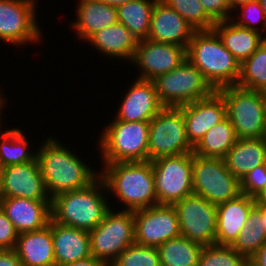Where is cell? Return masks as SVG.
<instances>
[{
    "mask_svg": "<svg viewBox=\"0 0 266 266\" xmlns=\"http://www.w3.org/2000/svg\"><path fill=\"white\" fill-rule=\"evenodd\" d=\"M45 138L36 150V159L50 198L89 186L100 176V171L87 165L75 150L52 135Z\"/></svg>",
    "mask_w": 266,
    "mask_h": 266,
    "instance_id": "1",
    "label": "cell"
},
{
    "mask_svg": "<svg viewBox=\"0 0 266 266\" xmlns=\"http://www.w3.org/2000/svg\"><path fill=\"white\" fill-rule=\"evenodd\" d=\"M100 177L107 193L123 204L120 210L134 211L158 205L151 161L102 164Z\"/></svg>",
    "mask_w": 266,
    "mask_h": 266,
    "instance_id": "2",
    "label": "cell"
},
{
    "mask_svg": "<svg viewBox=\"0 0 266 266\" xmlns=\"http://www.w3.org/2000/svg\"><path fill=\"white\" fill-rule=\"evenodd\" d=\"M106 192L105 183L99 176L89 186L60 193L51 198V219L89 232L111 209L113 203H109L110 196Z\"/></svg>",
    "mask_w": 266,
    "mask_h": 266,
    "instance_id": "3",
    "label": "cell"
},
{
    "mask_svg": "<svg viewBox=\"0 0 266 266\" xmlns=\"http://www.w3.org/2000/svg\"><path fill=\"white\" fill-rule=\"evenodd\" d=\"M187 59L201 71L215 91L235 86L238 82L240 63L213 29L194 32L187 47Z\"/></svg>",
    "mask_w": 266,
    "mask_h": 266,
    "instance_id": "4",
    "label": "cell"
},
{
    "mask_svg": "<svg viewBox=\"0 0 266 266\" xmlns=\"http://www.w3.org/2000/svg\"><path fill=\"white\" fill-rule=\"evenodd\" d=\"M99 135L97 147L102 164L148 161L149 121L128 122L113 118Z\"/></svg>",
    "mask_w": 266,
    "mask_h": 266,
    "instance_id": "5",
    "label": "cell"
},
{
    "mask_svg": "<svg viewBox=\"0 0 266 266\" xmlns=\"http://www.w3.org/2000/svg\"><path fill=\"white\" fill-rule=\"evenodd\" d=\"M238 139L266 137V93L235 86L217 90Z\"/></svg>",
    "mask_w": 266,
    "mask_h": 266,
    "instance_id": "6",
    "label": "cell"
},
{
    "mask_svg": "<svg viewBox=\"0 0 266 266\" xmlns=\"http://www.w3.org/2000/svg\"><path fill=\"white\" fill-rule=\"evenodd\" d=\"M91 256L110 266L125 248L135 243L134 211L111 207L101 223L89 231Z\"/></svg>",
    "mask_w": 266,
    "mask_h": 266,
    "instance_id": "7",
    "label": "cell"
},
{
    "mask_svg": "<svg viewBox=\"0 0 266 266\" xmlns=\"http://www.w3.org/2000/svg\"><path fill=\"white\" fill-rule=\"evenodd\" d=\"M164 107H180L210 96L215 90L188 59L153 80Z\"/></svg>",
    "mask_w": 266,
    "mask_h": 266,
    "instance_id": "8",
    "label": "cell"
},
{
    "mask_svg": "<svg viewBox=\"0 0 266 266\" xmlns=\"http://www.w3.org/2000/svg\"><path fill=\"white\" fill-rule=\"evenodd\" d=\"M193 193L214 205L241 194L240 180L227 168L222 158L192 155Z\"/></svg>",
    "mask_w": 266,
    "mask_h": 266,
    "instance_id": "9",
    "label": "cell"
},
{
    "mask_svg": "<svg viewBox=\"0 0 266 266\" xmlns=\"http://www.w3.org/2000/svg\"><path fill=\"white\" fill-rule=\"evenodd\" d=\"M179 107H163L149 121L148 160L193 152Z\"/></svg>",
    "mask_w": 266,
    "mask_h": 266,
    "instance_id": "10",
    "label": "cell"
},
{
    "mask_svg": "<svg viewBox=\"0 0 266 266\" xmlns=\"http://www.w3.org/2000/svg\"><path fill=\"white\" fill-rule=\"evenodd\" d=\"M192 155L183 153L151 161L159 205H174L193 194Z\"/></svg>",
    "mask_w": 266,
    "mask_h": 266,
    "instance_id": "11",
    "label": "cell"
},
{
    "mask_svg": "<svg viewBox=\"0 0 266 266\" xmlns=\"http://www.w3.org/2000/svg\"><path fill=\"white\" fill-rule=\"evenodd\" d=\"M37 0H0V41L29 45L42 42L43 30L37 18Z\"/></svg>",
    "mask_w": 266,
    "mask_h": 266,
    "instance_id": "12",
    "label": "cell"
},
{
    "mask_svg": "<svg viewBox=\"0 0 266 266\" xmlns=\"http://www.w3.org/2000/svg\"><path fill=\"white\" fill-rule=\"evenodd\" d=\"M173 206L182 236L202 246L216 244L217 205L193 193Z\"/></svg>",
    "mask_w": 266,
    "mask_h": 266,
    "instance_id": "13",
    "label": "cell"
},
{
    "mask_svg": "<svg viewBox=\"0 0 266 266\" xmlns=\"http://www.w3.org/2000/svg\"><path fill=\"white\" fill-rule=\"evenodd\" d=\"M135 243L156 247L181 235L173 205H154L134 210Z\"/></svg>",
    "mask_w": 266,
    "mask_h": 266,
    "instance_id": "14",
    "label": "cell"
},
{
    "mask_svg": "<svg viewBox=\"0 0 266 266\" xmlns=\"http://www.w3.org/2000/svg\"><path fill=\"white\" fill-rule=\"evenodd\" d=\"M187 60V48L172 43L156 42L149 39L138 40L134 56L130 62L139 67L138 79L153 81L168 73Z\"/></svg>",
    "mask_w": 266,
    "mask_h": 266,
    "instance_id": "15",
    "label": "cell"
},
{
    "mask_svg": "<svg viewBox=\"0 0 266 266\" xmlns=\"http://www.w3.org/2000/svg\"><path fill=\"white\" fill-rule=\"evenodd\" d=\"M179 108L185 119L187 138L193 147L199 143L209 129L227 116L225 101L218 91Z\"/></svg>",
    "mask_w": 266,
    "mask_h": 266,
    "instance_id": "16",
    "label": "cell"
},
{
    "mask_svg": "<svg viewBox=\"0 0 266 266\" xmlns=\"http://www.w3.org/2000/svg\"><path fill=\"white\" fill-rule=\"evenodd\" d=\"M127 88L120 106L117 107L116 120L137 122L150 121L164 107L159 100L153 81L135 78Z\"/></svg>",
    "mask_w": 266,
    "mask_h": 266,
    "instance_id": "17",
    "label": "cell"
},
{
    "mask_svg": "<svg viewBox=\"0 0 266 266\" xmlns=\"http://www.w3.org/2000/svg\"><path fill=\"white\" fill-rule=\"evenodd\" d=\"M2 173L5 197L51 200L36 158L24 164L3 167Z\"/></svg>",
    "mask_w": 266,
    "mask_h": 266,
    "instance_id": "18",
    "label": "cell"
},
{
    "mask_svg": "<svg viewBox=\"0 0 266 266\" xmlns=\"http://www.w3.org/2000/svg\"><path fill=\"white\" fill-rule=\"evenodd\" d=\"M193 27L173 8L157 0L151 16L147 39L188 47Z\"/></svg>",
    "mask_w": 266,
    "mask_h": 266,
    "instance_id": "19",
    "label": "cell"
},
{
    "mask_svg": "<svg viewBox=\"0 0 266 266\" xmlns=\"http://www.w3.org/2000/svg\"><path fill=\"white\" fill-rule=\"evenodd\" d=\"M0 208L18 234L40 230L49 225L51 219V200L5 197Z\"/></svg>",
    "mask_w": 266,
    "mask_h": 266,
    "instance_id": "20",
    "label": "cell"
},
{
    "mask_svg": "<svg viewBox=\"0 0 266 266\" xmlns=\"http://www.w3.org/2000/svg\"><path fill=\"white\" fill-rule=\"evenodd\" d=\"M255 206V199L243 193L217 205L216 244L231 246Z\"/></svg>",
    "mask_w": 266,
    "mask_h": 266,
    "instance_id": "21",
    "label": "cell"
},
{
    "mask_svg": "<svg viewBox=\"0 0 266 266\" xmlns=\"http://www.w3.org/2000/svg\"><path fill=\"white\" fill-rule=\"evenodd\" d=\"M55 266L91 256L89 232L54 222L51 219Z\"/></svg>",
    "mask_w": 266,
    "mask_h": 266,
    "instance_id": "22",
    "label": "cell"
},
{
    "mask_svg": "<svg viewBox=\"0 0 266 266\" xmlns=\"http://www.w3.org/2000/svg\"><path fill=\"white\" fill-rule=\"evenodd\" d=\"M105 58L131 62L138 44L137 38L121 23L116 22L94 33L87 41Z\"/></svg>",
    "mask_w": 266,
    "mask_h": 266,
    "instance_id": "23",
    "label": "cell"
},
{
    "mask_svg": "<svg viewBox=\"0 0 266 266\" xmlns=\"http://www.w3.org/2000/svg\"><path fill=\"white\" fill-rule=\"evenodd\" d=\"M75 11L76 20L69 23L79 40L87 41L94 33L118 22L115 6L94 0H78Z\"/></svg>",
    "mask_w": 266,
    "mask_h": 266,
    "instance_id": "24",
    "label": "cell"
},
{
    "mask_svg": "<svg viewBox=\"0 0 266 266\" xmlns=\"http://www.w3.org/2000/svg\"><path fill=\"white\" fill-rule=\"evenodd\" d=\"M14 250L22 266H55L51 219L40 230L18 234Z\"/></svg>",
    "mask_w": 266,
    "mask_h": 266,
    "instance_id": "25",
    "label": "cell"
},
{
    "mask_svg": "<svg viewBox=\"0 0 266 266\" xmlns=\"http://www.w3.org/2000/svg\"><path fill=\"white\" fill-rule=\"evenodd\" d=\"M213 30L221 39L224 47L241 64L263 43V35L234 23L231 19L216 22Z\"/></svg>",
    "mask_w": 266,
    "mask_h": 266,
    "instance_id": "26",
    "label": "cell"
},
{
    "mask_svg": "<svg viewBox=\"0 0 266 266\" xmlns=\"http://www.w3.org/2000/svg\"><path fill=\"white\" fill-rule=\"evenodd\" d=\"M228 170L239 180L266 163V137L237 139L224 158Z\"/></svg>",
    "mask_w": 266,
    "mask_h": 266,
    "instance_id": "27",
    "label": "cell"
},
{
    "mask_svg": "<svg viewBox=\"0 0 266 266\" xmlns=\"http://www.w3.org/2000/svg\"><path fill=\"white\" fill-rule=\"evenodd\" d=\"M237 139L235 129L226 116L206 132L194 147L193 153L203 157L224 159Z\"/></svg>",
    "mask_w": 266,
    "mask_h": 266,
    "instance_id": "28",
    "label": "cell"
},
{
    "mask_svg": "<svg viewBox=\"0 0 266 266\" xmlns=\"http://www.w3.org/2000/svg\"><path fill=\"white\" fill-rule=\"evenodd\" d=\"M156 1L130 0L117 6L118 22L123 24L137 40L147 39Z\"/></svg>",
    "mask_w": 266,
    "mask_h": 266,
    "instance_id": "29",
    "label": "cell"
},
{
    "mask_svg": "<svg viewBox=\"0 0 266 266\" xmlns=\"http://www.w3.org/2000/svg\"><path fill=\"white\" fill-rule=\"evenodd\" d=\"M21 129L9 128L0 132V167L24 164L36 158L37 151L30 149L27 135ZM31 150V151H30Z\"/></svg>",
    "mask_w": 266,
    "mask_h": 266,
    "instance_id": "30",
    "label": "cell"
},
{
    "mask_svg": "<svg viewBox=\"0 0 266 266\" xmlns=\"http://www.w3.org/2000/svg\"><path fill=\"white\" fill-rule=\"evenodd\" d=\"M202 245L180 235L157 249L161 266H198Z\"/></svg>",
    "mask_w": 266,
    "mask_h": 266,
    "instance_id": "31",
    "label": "cell"
},
{
    "mask_svg": "<svg viewBox=\"0 0 266 266\" xmlns=\"http://www.w3.org/2000/svg\"><path fill=\"white\" fill-rule=\"evenodd\" d=\"M261 221V205H256L250 212L237 239L231 245L247 259H250L266 242V228Z\"/></svg>",
    "mask_w": 266,
    "mask_h": 266,
    "instance_id": "32",
    "label": "cell"
},
{
    "mask_svg": "<svg viewBox=\"0 0 266 266\" xmlns=\"http://www.w3.org/2000/svg\"><path fill=\"white\" fill-rule=\"evenodd\" d=\"M238 87L266 93V45L259 48L240 64Z\"/></svg>",
    "mask_w": 266,
    "mask_h": 266,
    "instance_id": "33",
    "label": "cell"
},
{
    "mask_svg": "<svg viewBox=\"0 0 266 266\" xmlns=\"http://www.w3.org/2000/svg\"><path fill=\"white\" fill-rule=\"evenodd\" d=\"M179 13L195 31L212 30L216 22L205 12L199 0H160Z\"/></svg>",
    "mask_w": 266,
    "mask_h": 266,
    "instance_id": "34",
    "label": "cell"
},
{
    "mask_svg": "<svg viewBox=\"0 0 266 266\" xmlns=\"http://www.w3.org/2000/svg\"><path fill=\"white\" fill-rule=\"evenodd\" d=\"M247 260L232 246L213 244L202 247L198 266H244Z\"/></svg>",
    "mask_w": 266,
    "mask_h": 266,
    "instance_id": "35",
    "label": "cell"
},
{
    "mask_svg": "<svg viewBox=\"0 0 266 266\" xmlns=\"http://www.w3.org/2000/svg\"><path fill=\"white\" fill-rule=\"evenodd\" d=\"M110 266H161L156 247L136 243L128 246Z\"/></svg>",
    "mask_w": 266,
    "mask_h": 266,
    "instance_id": "36",
    "label": "cell"
},
{
    "mask_svg": "<svg viewBox=\"0 0 266 266\" xmlns=\"http://www.w3.org/2000/svg\"><path fill=\"white\" fill-rule=\"evenodd\" d=\"M233 13L231 20L237 25L257 31L262 35L266 33V17L259 0L250 1L239 6Z\"/></svg>",
    "mask_w": 266,
    "mask_h": 266,
    "instance_id": "37",
    "label": "cell"
},
{
    "mask_svg": "<svg viewBox=\"0 0 266 266\" xmlns=\"http://www.w3.org/2000/svg\"><path fill=\"white\" fill-rule=\"evenodd\" d=\"M266 187V163L255 167L240 180L241 193L255 198Z\"/></svg>",
    "mask_w": 266,
    "mask_h": 266,
    "instance_id": "38",
    "label": "cell"
},
{
    "mask_svg": "<svg viewBox=\"0 0 266 266\" xmlns=\"http://www.w3.org/2000/svg\"><path fill=\"white\" fill-rule=\"evenodd\" d=\"M205 12L215 21L231 19L233 12L228 0H199Z\"/></svg>",
    "mask_w": 266,
    "mask_h": 266,
    "instance_id": "39",
    "label": "cell"
},
{
    "mask_svg": "<svg viewBox=\"0 0 266 266\" xmlns=\"http://www.w3.org/2000/svg\"><path fill=\"white\" fill-rule=\"evenodd\" d=\"M18 238L13 223L0 208V250L15 249Z\"/></svg>",
    "mask_w": 266,
    "mask_h": 266,
    "instance_id": "40",
    "label": "cell"
},
{
    "mask_svg": "<svg viewBox=\"0 0 266 266\" xmlns=\"http://www.w3.org/2000/svg\"><path fill=\"white\" fill-rule=\"evenodd\" d=\"M0 266H22L14 249L0 250Z\"/></svg>",
    "mask_w": 266,
    "mask_h": 266,
    "instance_id": "41",
    "label": "cell"
},
{
    "mask_svg": "<svg viewBox=\"0 0 266 266\" xmlns=\"http://www.w3.org/2000/svg\"><path fill=\"white\" fill-rule=\"evenodd\" d=\"M249 260L256 266H266V242Z\"/></svg>",
    "mask_w": 266,
    "mask_h": 266,
    "instance_id": "42",
    "label": "cell"
},
{
    "mask_svg": "<svg viewBox=\"0 0 266 266\" xmlns=\"http://www.w3.org/2000/svg\"><path fill=\"white\" fill-rule=\"evenodd\" d=\"M62 266H106L101 260L90 256L83 260L67 263Z\"/></svg>",
    "mask_w": 266,
    "mask_h": 266,
    "instance_id": "43",
    "label": "cell"
},
{
    "mask_svg": "<svg viewBox=\"0 0 266 266\" xmlns=\"http://www.w3.org/2000/svg\"><path fill=\"white\" fill-rule=\"evenodd\" d=\"M3 91H0V130H4L3 128L4 127H2L3 126V124H2V121H3V110L5 109V106H6V102H7V99H5L6 97H4L3 96V93H2ZM2 125V126H1ZM1 127H2V129H1ZM1 132V131H0Z\"/></svg>",
    "mask_w": 266,
    "mask_h": 266,
    "instance_id": "44",
    "label": "cell"
},
{
    "mask_svg": "<svg viewBox=\"0 0 266 266\" xmlns=\"http://www.w3.org/2000/svg\"><path fill=\"white\" fill-rule=\"evenodd\" d=\"M254 199L256 205L266 206V187Z\"/></svg>",
    "mask_w": 266,
    "mask_h": 266,
    "instance_id": "45",
    "label": "cell"
},
{
    "mask_svg": "<svg viewBox=\"0 0 266 266\" xmlns=\"http://www.w3.org/2000/svg\"><path fill=\"white\" fill-rule=\"evenodd\" d=\"M254 0H228L231 11L234 12L239 6Z\"/></svg>",
    "mask_w": 266,
    "mask_h": 266,
    "instance_id": "46",
    "label": "cell"
},
{
    "mask_svg": "<svg viewBox=\"0 0 266 266\" xmlns=\"http://www.w3.org/2000/svg\"><path fill=\"white\" fill-rule=\"evenodd\" d=\"M94 1L117 7L119 5L125 4L130 0H94Z\"/></svg>",
    "mask_w": 266,
    "mask_h": 266,
    "instance_id": "47",
    "label": "cell"
},
{
    "mask_svg": "<svg viewBox=\"0 0 266 266\" xmlns=\"http://www.w3.org/2000/svg\"><path fill=\"white\" fill-rule=\"evenodd\" d=\"M4 198H5V195L3 191V173H2V168L0 167V207H1V204Z\"/></svg>",
    "mask_w": 266,
    "mask_h": 266,
    "instance_id": "48",
    "label": "cell"
},
{
    "mask_svg": "<svg viewBox=\"0 0 266 266\" xmlns=\"http://www.w3.org/2000/svg\"><path fill=\"white\" fill-rule=\"evenodd\" d=\"M261 219L262 224L266 228V206H261Z\"/></svg>",
    "mask_w": 266,
    "mask_h": 266,
    "instance_id": "49",
    "label": "cell"
},
{
    "mask_svg": "<svg viewBox=\"0 0 266 266\" xmlns=\"http://www.w3.org/2000/svg\"><path fill=\"white\" fill-rule=\"evenodd\" d=\"M259 2H260V5L264 11V15L266 17V0H259Z\"/></svg>",
    "mask_w": 266,
    "mask_h": 266,
    "instance_id": "50",
    "label": "cell"
},
{
    "mask_svg": "<svg viewBox=\"0 0 266 266\" xmlns=\"http://www.w3.org/2000/svg\"><path fill=\"white\" fill-rule=\"evenodd\" d=\"M244 266H256L254 265L249 259L246 261V263L244 264Z\"/></svg>",
    "mask_w": 266,
    "mask_h": 266,
    "instance_id": "51",
    "label": "cell"
},
{
    "mask_svg": "<svg viewBox=\"0 0 266 266\" xmlns=\"http://www.w3.org/2000/svg\"><path fill=\"white\" fill-rule=\"evenodd\" d=\"M263 43L266 45V33L263 35Z\"/></svg>",
    "mask_w": 266,
    "mask_h": 266,
    "instance_id": "52",
    "label": "cell"
}]
</instances>
